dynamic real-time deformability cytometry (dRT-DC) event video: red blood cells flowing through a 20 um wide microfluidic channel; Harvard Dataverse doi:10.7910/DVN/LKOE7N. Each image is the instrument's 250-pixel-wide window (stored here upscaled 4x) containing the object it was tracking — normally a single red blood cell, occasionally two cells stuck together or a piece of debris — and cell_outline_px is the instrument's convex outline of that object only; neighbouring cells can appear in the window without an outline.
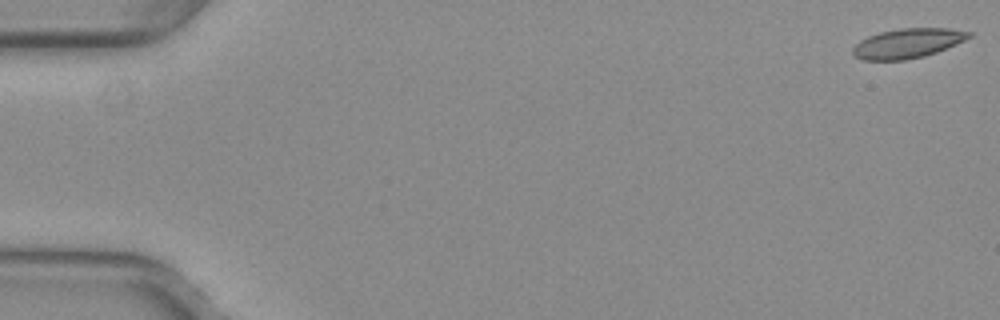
{"species": "common noctule bat (a hibernating species)", "species_latin": "Nyctalus noctula", "temperature_condition": "warm", "stored_images_in_passage": 24, "camera_frame_rate_fps": 3000, "um_per_image_px": 0.085, "animal": {"sex": "female", "body_mass_g": 29.2, "forearm_length_mm": 56.3}, "frame": {"image": 1, "passage_image": 1, "time_ms": 0.0, "image_size_px": [1000, 320], "cell_outline_px": [[972, 36], [964, 40], [936, 52], [924, 56], [904, 60], [864, 60], [852, 56], [852, 48], [860, 40], [868, 36], [880, 32], [900, 28], [948, 28], [972, 32]], "centroid_in_image_um": [77.11, 3.68], "position_along_channel_um": 7.9, "area_um2": 20.0}}
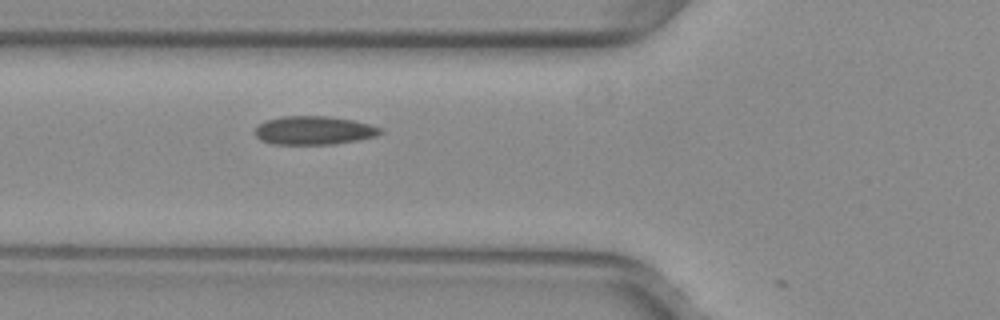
{"frame": {"image": 2, "passage_image": 20, "time_ms": 6.333, "image_size_px": [1000, 320], "cell_outline_px": [[384, 132], [376, 136], [336, 144], [272, 144], [260, 140], [256, 136], [256, 128], [260, 124], [268, 120], [284, 116], [328, 116], [352, 120], [368, 124], [380, 128]], "centroid_in_image_um": [26.69, 11.09], "position_along_channel_um": 99.1, "area_um2": 20.63}}
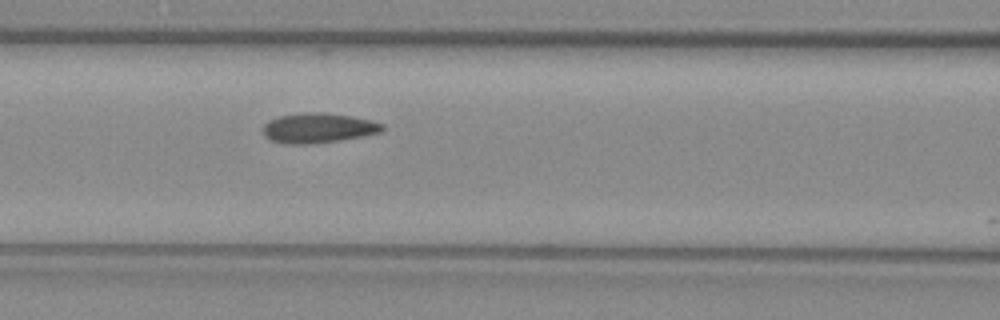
{"frame": {"image": 3, "passage_image": 23, "time_ms": 7.333, "image_size_px": [1000, 320], "cell_outline_px": [[384, 128], [380, 132], [364, 136], [340, 140], [308, 144], [284, 144], [268, 140], [264, 136], [264, 124], [268, 120], [280, 116], [300, 112], [324, 112], [352, 116], [372, 120], [384, 124]], "centroid_in_image_um": [27.03, 10.87], "position_along_channel_um": 139.6, "area_um2": 21.04}}